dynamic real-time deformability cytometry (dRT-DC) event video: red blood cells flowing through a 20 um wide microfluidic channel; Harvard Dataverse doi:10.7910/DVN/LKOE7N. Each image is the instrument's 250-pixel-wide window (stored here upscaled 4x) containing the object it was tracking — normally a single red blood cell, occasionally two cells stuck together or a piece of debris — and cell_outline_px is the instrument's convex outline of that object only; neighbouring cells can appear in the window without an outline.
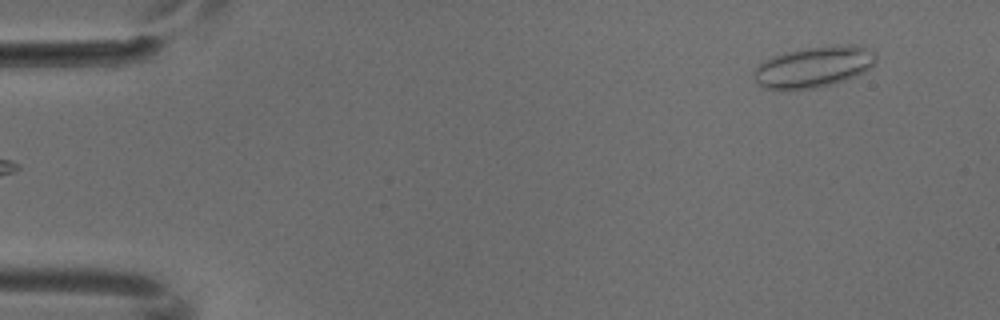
{"species": "common noctule bat (a hibernating species)", "species_latin": "Nyctalus noctula", "temperature_condition": "cold", "stored_images_in_passage": 5, "camera_frame_rate_fps": 3000, "um_per_image_px": 0.085, "animal": {"sex": "male", "body_mass_g": 18.8}, "frame": {"image": 1, "passage_image": 5, "time_ms": 1.333, "image_size_px": [1000, 320], "cell_outline_px": [[876, 64], [864, 72], [856, 76], [832, 84], [816, 88], [788, 92], [764, 88], [756, 84], [752, 76], [752, 72], [764, 60], [772, 56], [804, 48], [836, 44], [860, 44], [876, 52]], "centroid_in_image_um": [69.16, 5.7], "position_along_channel_um": 15.8, "area_um2": 30.17}}